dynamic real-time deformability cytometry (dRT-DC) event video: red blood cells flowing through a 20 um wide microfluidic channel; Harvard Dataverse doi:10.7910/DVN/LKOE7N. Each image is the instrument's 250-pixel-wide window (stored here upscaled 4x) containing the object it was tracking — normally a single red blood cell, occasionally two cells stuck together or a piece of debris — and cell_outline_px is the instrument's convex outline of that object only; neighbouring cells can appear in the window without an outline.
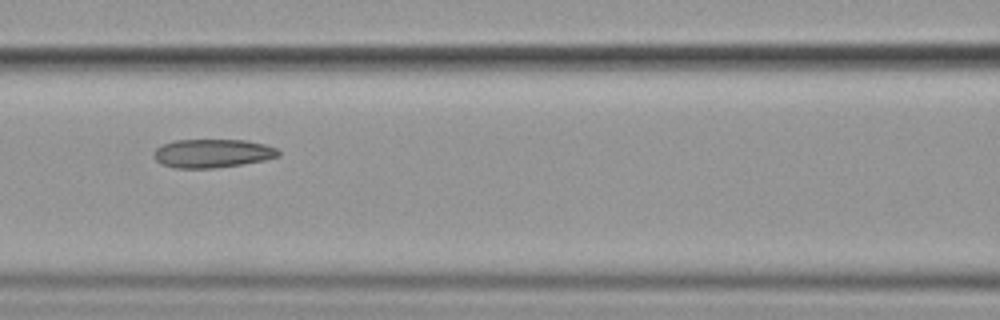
{"species": "common noctule bat (a hibernating species)", "species_latin": "Nyctalus noctula", "temperature_condition": "cold", "stored_images_in_passage": 11, "camera_frame_rate_fps": 3000, "um_per_image_px": 0.085, "animal": {"sex": "female", "body_mass_g": 19.9}, "frame": {"image": 1, "passage_image": 4, "time_ms": 3.333, "image_size_px": [1000, 320], "cell_outline_px": [[280, 156], [264, 160], [240, 164], [212, 168], [176, 168], [160, 164], [152, 156], [152, 152], [160, 144], [172, 140], [244, 140], [264, 144], [276, 148], [280, 152]], "centroid_in_image_um": [17.99, 13.03], "position_along_channel_um": 148.6, "area_um2": 20.87}}
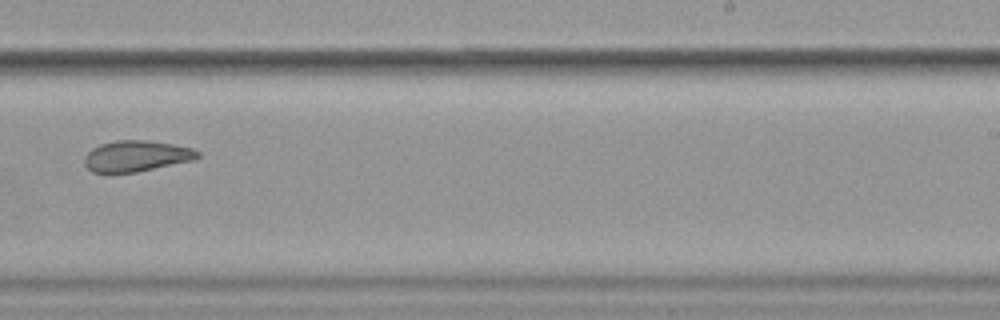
{"frame": {"image": 2, "passage_image": 7, "time_ms": 7.0, "image_size_px": [1000, 320], "cell_outline_px": [[200, 156], [196, 160], [136, 172], [112, 176], [92, 172], [84, 164], [84, 156], [92, 148], [100, 144], [116, 140], [144, 140], [172, 144], [192, 148], [200, 152]], "centroid_in_image_um": [11.55, 13.31], "position_along_channel_um": 277.5, "area_um2": 21.1}}
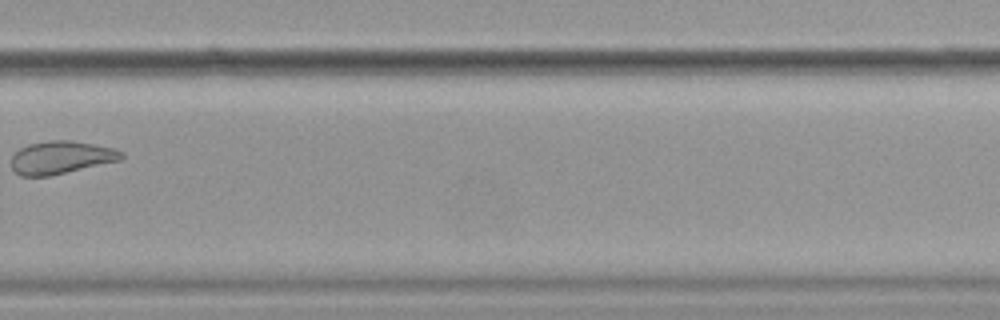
{"frame": {"image": 3, "passage_image": 8, "time_ms": 8.333, "image_size_px": [1000, 320], "cell_outline_px": [[124, 156], [120, 160], [48, 176], [20, 176], [12, 168], [12, 156], [20, 148], [28, 144], [48, 140], [72, 140], [112, 148], [124, 152]], "centroid_in_image_um": [5.17, 13.37], "position_along_channel_um": 324.6, "area_um2": 20.87}, "authors_computed_cell_mechanics": {"area_um2": 21.7328, "velocity_mm_per_s": 3.5312, "shape_relaxation_time_tau1_ms": null, "shape_relaxation_time_tau2_ms": 4.5125, "deformation_change_tau1": null, "deformation_change_tau2": 0.0978}}